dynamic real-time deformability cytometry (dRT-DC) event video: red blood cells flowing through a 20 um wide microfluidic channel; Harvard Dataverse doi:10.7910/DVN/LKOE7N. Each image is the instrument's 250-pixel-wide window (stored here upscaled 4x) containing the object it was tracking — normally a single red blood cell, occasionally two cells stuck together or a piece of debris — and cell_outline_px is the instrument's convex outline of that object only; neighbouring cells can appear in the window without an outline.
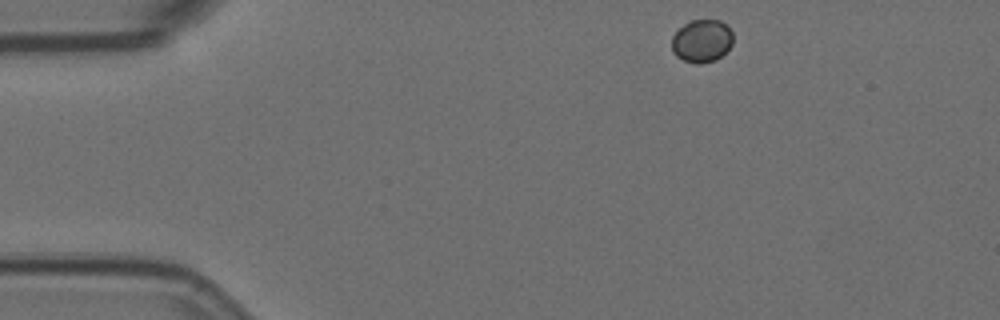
{"species": "Egyptian fruit bat (a non-hibernating species)", "species_latin": "Rousettus aegyptiacus", "temperature_condition": "room temperature", "stored_images_in_passage": 7, "camera_frame_rate_fps": 3000, "um_per_image_px": 0.085, "animal": {"sex": "female"}, "frame": {"image": 1, "passage_image": 1, "time_ms": 0.0, "image_size_px": [1000, 320], "cell_outline_px": [[732, 44], [716, 60], [700, 64], [696, 64], [684, 60], [676, 56], [672, 52], [672, 36], [684, 24], [692, 20], [720, 20], [732, 32]], "centroid_in_image_um": [59.63, 3.49], "position_along_channel_um": 25.4, "area_um2": 15.14}}
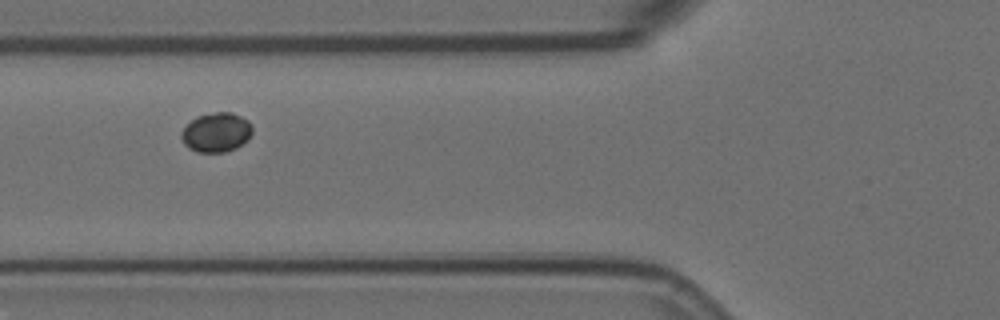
{"frame": {"image": 2, "passage_image": 5, "time_ms": 1.333, "image_size_px": [1000, 320], "cell_outline_px": [[252, 132], [248, 140], [236, 148], [224, 152], [196, 152], [188, 148], [184, 144], [180, 136], [180, 132], [196, 116], [216, 112], [232, 112], [248, 120], [252, 128]], "centroid_in_image_um": [18.38, 11.26], "position_along_channel_um": 107.4, "area_um2": 16.36}}
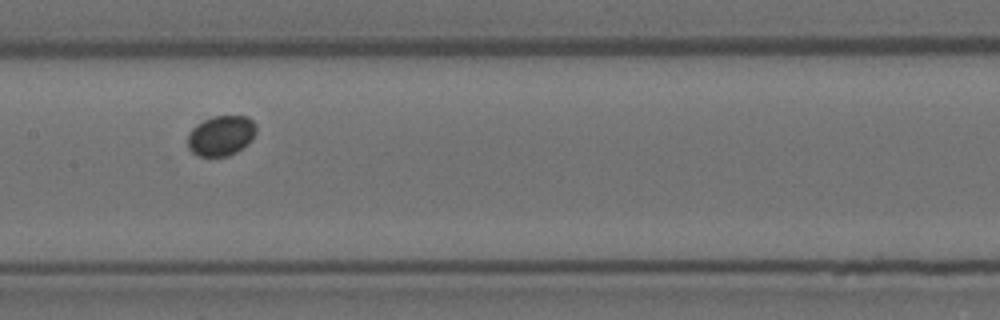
{"frame": {"image": 3, "passage_image": 7, "time_ms": 2.0, "image_size_px": [1000, 320], "cell_outline_px": [[256, 132], [252, 140], [248, 144], [236, 152], [228, 156], [200, 156], [192, 152], [188, 148], [188, 132], [196, 124], [212, 116], [248, 116], [256, 124]], "centroid_in_image_um": [18.8, 11.52], "position_along_channel_um": 188.6, "area_um2": 16.18}}